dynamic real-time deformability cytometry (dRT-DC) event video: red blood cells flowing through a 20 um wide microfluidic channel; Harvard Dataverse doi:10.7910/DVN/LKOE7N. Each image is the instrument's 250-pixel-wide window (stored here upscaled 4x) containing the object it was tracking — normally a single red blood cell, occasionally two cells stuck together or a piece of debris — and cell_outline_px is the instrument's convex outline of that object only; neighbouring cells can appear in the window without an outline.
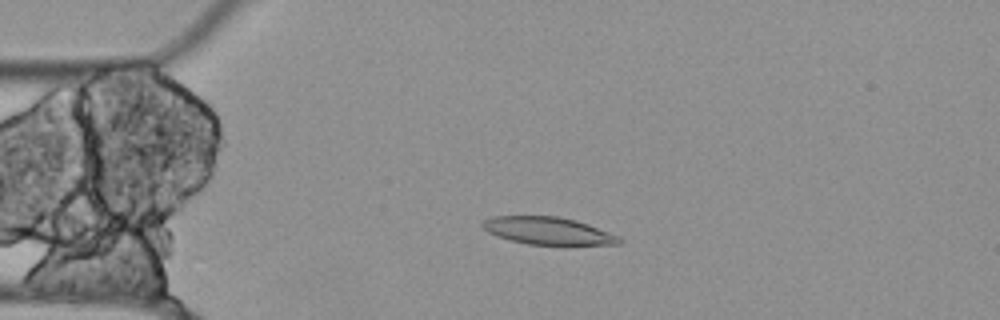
{"species": "Egyptian fruit bat (a non-hibernating species)", "species_latin": "Rousettus aegyptiacus", "temperature_condition": "cold", "stored_images_in_passage": 56, "camera_frame_rate_fps": 3000, "um_per_image_px": 0.085, "animal": {"sex": "female"}, "frame": {"image": 1, "passage_image": 13, "time_ms": 4.0, "image_size_px": [1000, 320], "cell_outline_px": [[624, 240], [620, 244], [528, 244], [512, 240], [488, 232], [480, 224], [484, 220], [492, 216], [556, 216], [588, 224], [620, 236]], "centroid_in_image_um": [46.6, 19.61], "position_along_channel_um": 38.4, "area_um2": 21.44}}
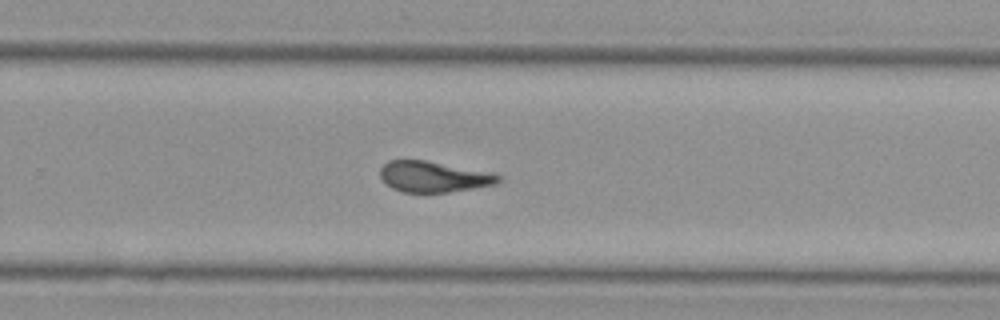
{"frame": {"image": 2, "passage_image": 36, "time_ms": 11.667, "image_size_px": [1000, 320], "cell_outline_px": [[504, 180], [496, 184], [448, 192], [404, 192], [392, 188], [380, 176], [380, 168], [388, 160], [424, 160], [496, 172]], "centroid_in_image_um": [36.92, 15.01], "position_along_channel_um": 292.9, "area_um2": 21.39}}
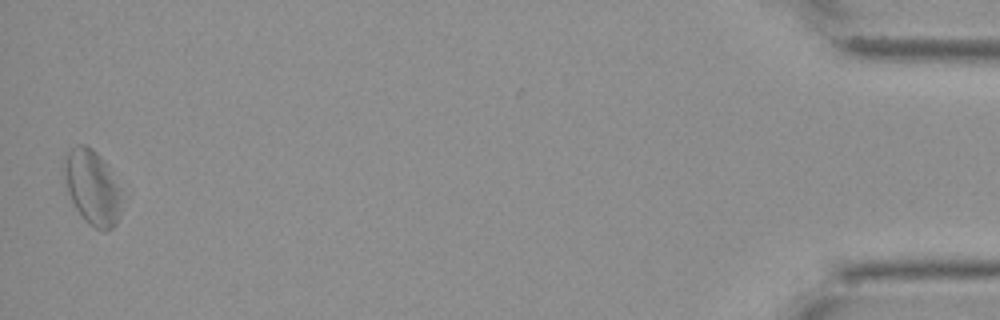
{"frame": {"image": 3, "passage_image": 55, "time_ms": 18.0, "image_size_px": [1000, 320], "cell_outline_px": [[120, 196], [116, 224], [112, 228], [104, 232], [88, 224], [76, 208], [68, 192], [64, 172], [64, 156], [76, 144], [84, 144], [92, 148], [104, 160], [120, 188]], "centroid_in_image_um": [7.82, 15.9], "position_along_channel_um": 427.4, "area_um2": 24.57}, "authors_computed_cell_mechanics": {"area_um2": 22.3686, "velocity_mm_per_s": 3.5414, "shape_relaxation_time_tau1_ms": null, "shape_relaxation_time_tau2_ms": 3.4177, "deformation_change_tau1": null, "deformation_change_tau2": 0.1033}}